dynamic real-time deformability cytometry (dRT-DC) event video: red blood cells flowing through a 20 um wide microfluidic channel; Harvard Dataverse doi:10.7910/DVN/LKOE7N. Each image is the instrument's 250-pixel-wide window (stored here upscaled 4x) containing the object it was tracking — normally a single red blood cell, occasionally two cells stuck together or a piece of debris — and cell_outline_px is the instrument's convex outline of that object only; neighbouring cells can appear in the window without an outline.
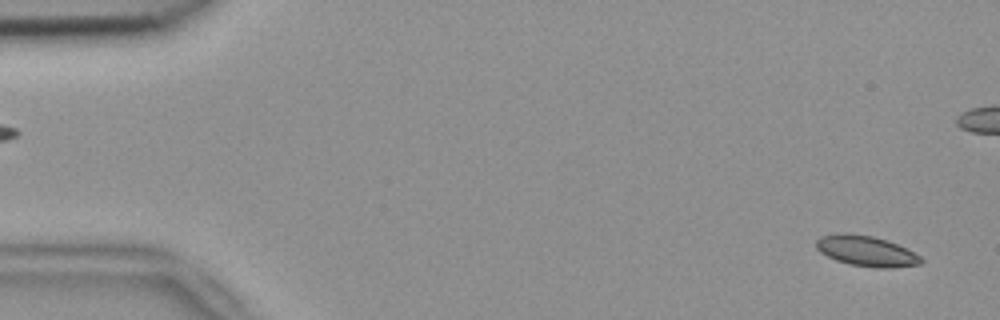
{"species": "common noctule bat (a hibernating species)", "species_latin": "Nyctalus noctula", "temperature_condition": "room temperature", "stored_images_in_passage": 54, "camera_frame_rate_fps": 3000, "um_per_image_px": 0.085, "animal": {"sex": "female", "body_mass_g": 18.4}, "frame": {"image": 1, "passage_image": 2, "time_ms": 0.333, "image_size_px": [1000, 320], "cell_outline_px": [[924, 260], [920, 264], [892, 268], [880, 268], [852, 264], [836, 260], [820, 252], [816, 248], [816, 240], [820, 236], [836, 232], [848, 232], [872, 236], [888, 240], [920, 256]], "centroid_in_image_um": [73.6, 21.31], "position_along_channel_um": 11.4, "area_um2": 18.61}}
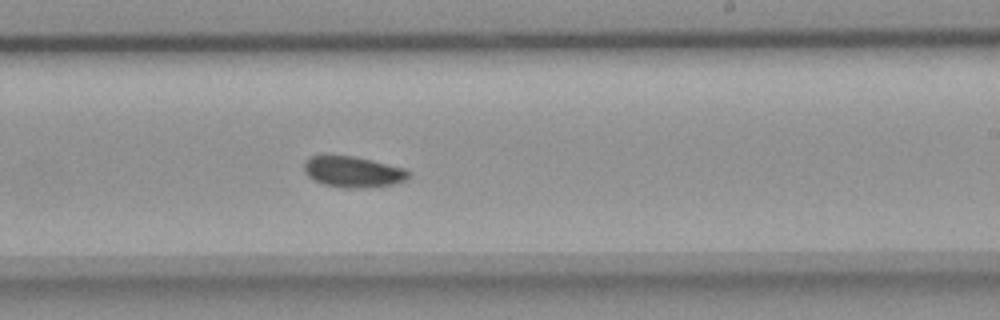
{"frame": {"image": 2, "passage_image": 32, "time_ms": 10.333, "image_size_px": [1000, 320], "cell_outline_px": [[408, 176], [404, 180], [392, 184], [360, 188], [348, 188], [324, 184], [308, 176], [304, 172], [304, 160], [308, 156], [320, 152], [328, 152], [356, 156], [404, 168], [408, 172]], "centroid_in_image_um": [29.88, 14.53], "position_along_channel_um": 259.1, "area_um2": 19.36}}
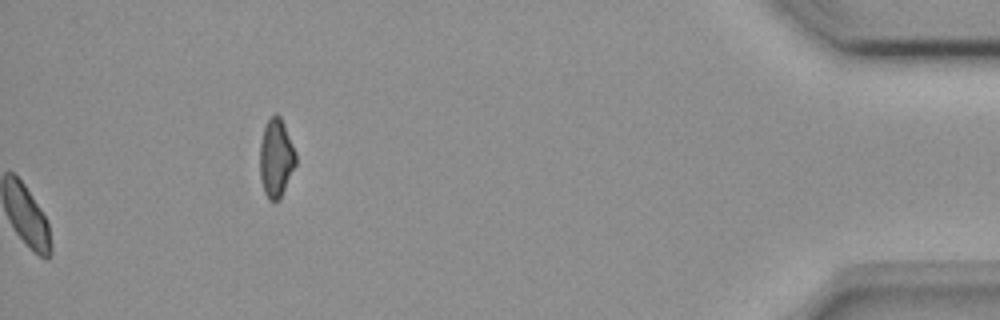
{"frame": {"image": 3, "passage_image": 54, "time_ms": 17.667, "image_size_px": [1000, 320], "cell_outline_px": [[296, 164], [280, 200], [268, 200], [264, 192], [260, 176], [260, 144], [264, 128], [268, 120], [276, 112], [280, 116], [284, 124], [296, 152]], "centroid_in_image_um": [23.47, 13.44], "position_along_channel_um": 411.7, "area_um2": 16.42}, "authors_computed_cell_mechanics": {"area_um2": 18.6694, "velocity_mm_per_s": 3.7509, "shape_relaxation_time_tau1_ms": 5.5028, "shape_relaxation_time_tau2_ms": 7.3713, "deformation_change_tau1": 0.0846, "deformation_change_tau2": 0.0983}}